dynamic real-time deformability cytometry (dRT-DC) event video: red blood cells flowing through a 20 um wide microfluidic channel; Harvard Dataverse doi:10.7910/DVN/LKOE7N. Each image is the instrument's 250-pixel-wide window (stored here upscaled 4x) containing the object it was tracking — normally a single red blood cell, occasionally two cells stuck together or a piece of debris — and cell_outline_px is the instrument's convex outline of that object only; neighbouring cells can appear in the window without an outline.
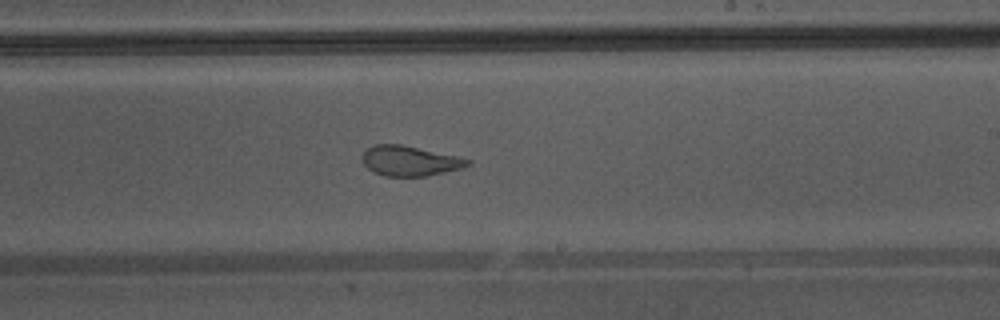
{"species": "Egyptian fruit bat (a non-hibernating species)", "species_latin": "Rousettus aegyptiacus", "temperature_condition": "warm", "stored_images_in_passage": 36, "camera_frame_rate_fps": 3000, "um_per_image_px": 0.085, "animal": {"sex": "male"}, "frame": {"image": 1, "passage_image": 21, "time_ms": 6.667, "image_size_px": [1000, 320], "cell_outline_px": [[472, 164], [460, 168], [428, 176], [384, 176], [372, 172], [364, 164], [364, 152], [372, 144], [400, 144], [460, 156], [472, 160]], "centroid_in_image_um": [34.87, 13.67], "position_along_channel_um": 254.1, "area_um2": 18.5}}